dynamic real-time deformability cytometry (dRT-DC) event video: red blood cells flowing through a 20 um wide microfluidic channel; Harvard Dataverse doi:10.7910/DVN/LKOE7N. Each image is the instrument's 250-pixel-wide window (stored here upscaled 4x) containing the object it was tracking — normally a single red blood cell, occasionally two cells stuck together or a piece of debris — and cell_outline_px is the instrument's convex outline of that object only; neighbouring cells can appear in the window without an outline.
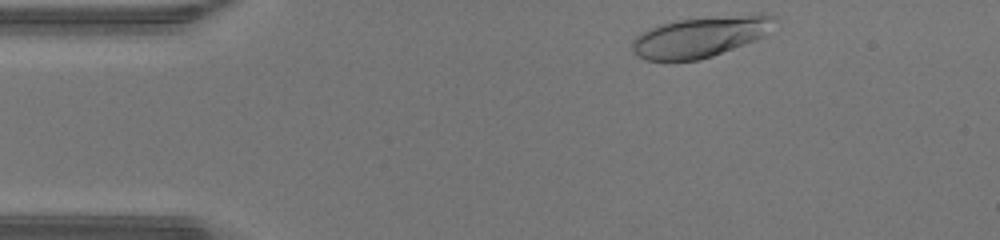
{"species": "human", "species_latin": "Homo sapiens", "temperature_condition": "warm", "stored_images_in_passage": 33, "camera_frame_rate_fps": 3000, "um_per_image_px": 0.085, "donor": {"sex": "male"}, "frame": {"image": 1, "passage_image": 1, "time_ms": 0.0, "image_size_px": [1000, 240], "cell_outline_px": [[776, 20], [760, 36], [744, 44], [712, 56], [700, 60], [644, 60], [636, 56], [632, 48], [632, 40], [640, 32], [660, 24], [676, 20], [756, 12], [760, 12], [776, 16]], "centroid_in_image_um": [59.49, 3.1], "position_along_channel_um": 25.5, "area_um2": 33.7}}
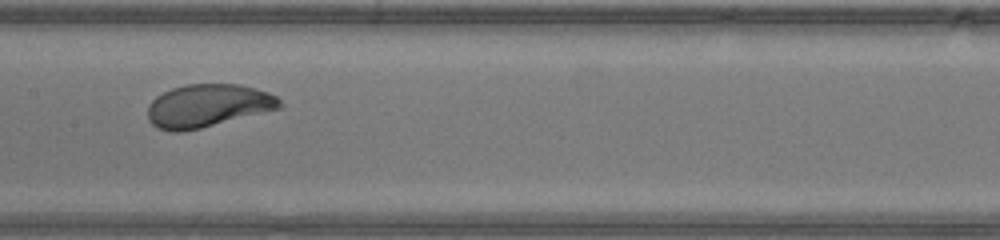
{"frame": {"image": 2, "passage_image": 17, "time_ms": 5.333, "image_size_px": [1000, 240], "cell_outline_px": [[284, 108], [200, 128], [180, 132], [168, 132], [156, 128], [148, 120], [148, 104], [156, 96], [172, 88], [188, 84], [240, 84], [256, 88], [268, 92], [276, 96], [284, 104]], "centroid_in_image_um": [17.68, 8.99], "position_along_channel_um": 189.7, "area_um2": 33.41}}
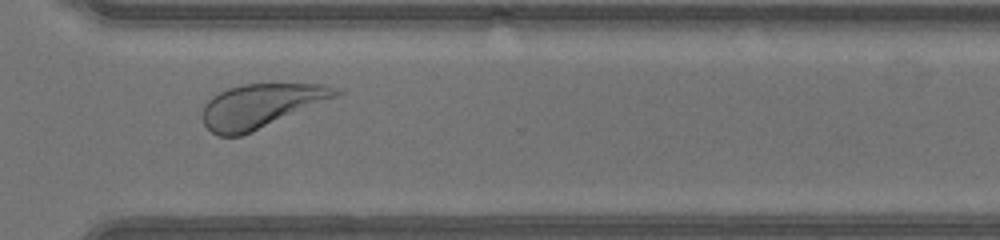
{"frame": {"image": 3, "passage_image": 28, "time_ms": 9.0, "image_size_px": [1000, 240], "cell_outline_px": [[344, 92], [336, 96], [252, 132], [240, 136], [216, 136], [204, 124], [200, 116], [204, 104], [212, 96], [228, 88], [244, 84], [324, 84], [344, 88]], "centroid_in_image_um": [22.15, 8.99], "position_along_channel_um": 348.5, "area_um2": 34.04}, "authors_computed_cell_mechanics": {"area_um2": 33.1194, "velocity_mm_per_s": 4.3368, "shape_relaxation_time_tau1_ms": 2.5513, "shape_relaxation_time_tau2_ms": null, "deformation_change_tau1": 0.1524, "deformation_change_tau2": null}}